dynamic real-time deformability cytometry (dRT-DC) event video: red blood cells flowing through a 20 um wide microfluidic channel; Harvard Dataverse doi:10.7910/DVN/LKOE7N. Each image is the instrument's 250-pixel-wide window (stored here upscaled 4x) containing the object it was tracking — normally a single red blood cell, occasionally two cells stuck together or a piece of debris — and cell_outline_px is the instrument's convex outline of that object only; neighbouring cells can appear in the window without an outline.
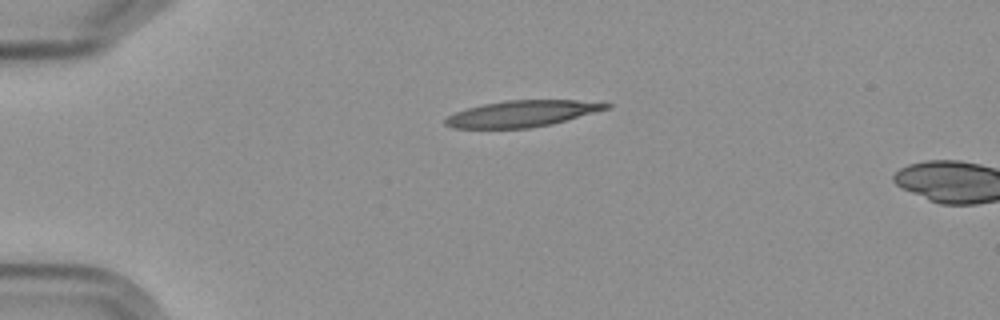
{"species": "Egyptian fruit bat (a non-hibernating species)", "species_latin": "Rousettus aegyptiacus", "temperature_condition": "cold", "stored_images_in_passage": 2, "camera_frame_rate_fps": 3000, "um_per_image_px": 0.085, "frame": {"image": 1, "passage_image": 1, "time_ms": 0.0, "image_size_px": [1000, 320], "cell_outline_px": [[612, 104], [608, 108], [552, 124], [528, 128], [452, 128], [444, 124], [444, 120], [448, 116], [456, 112], [468, 108], [484, 104], [504, 100], [576, 100]], "centroid_in_image_um": [44.32, 9.66], "position_along_channel_um": 40.7, "area_um2": 24.33}}